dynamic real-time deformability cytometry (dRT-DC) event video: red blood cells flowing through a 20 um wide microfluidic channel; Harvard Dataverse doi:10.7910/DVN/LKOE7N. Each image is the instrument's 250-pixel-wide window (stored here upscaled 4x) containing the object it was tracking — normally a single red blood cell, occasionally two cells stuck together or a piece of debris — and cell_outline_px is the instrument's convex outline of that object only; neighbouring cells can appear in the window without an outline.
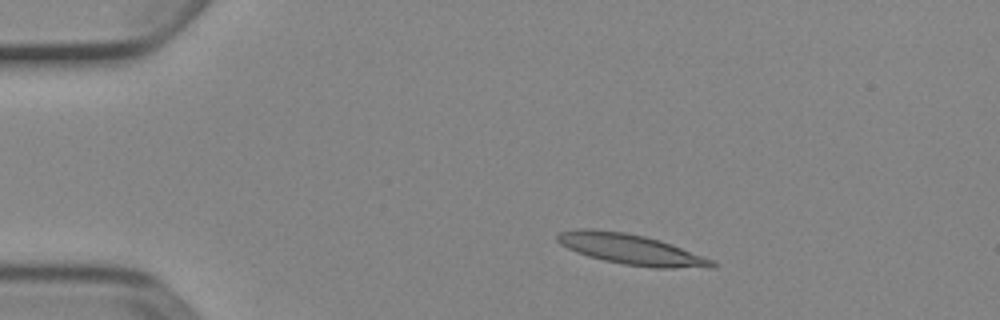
{"species": "Egyptian fruit bat (a non-hibernating species)", "species_latin": "Rousettus aegyptiacus", "temperature_condition": "cold", "stored_images_in_passage": 7, "camera_frame_rate_fps": 3000, "um_per_image_px": 0.085, "animal": {"sex": "female"}, "frame": {"image": 1, "passage_image": 3, "time_ms": 0.667, "image_size_px": [1000, 320], "cell_outline_px": [[716, 268], [652, 268], [624, 264], [604, 260], [588, 256], [576, 252], [560, 244], [556, 240], [556, 236], [560, 232], [576, 228], [588, 228], [624, 232], [644, 236], [660, 240], [712, 260], [716, 264]], "centroid_in_image_um": [53.6, 21.19], "position_along_channel_um": 31.4, "area_um2": 27.34}}
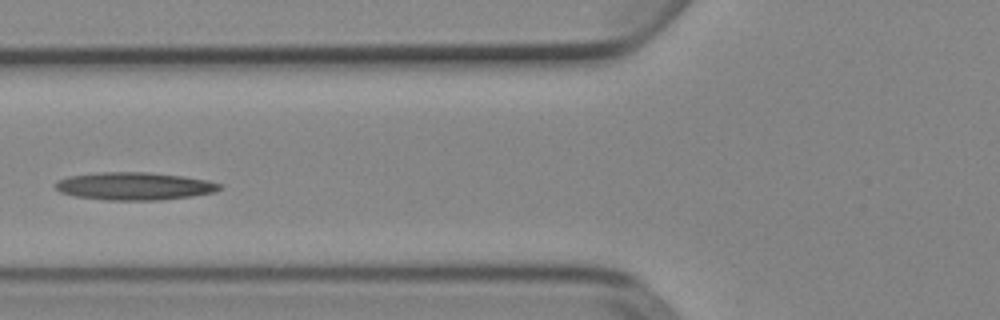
{"frame": {"image": 2, "passage_image": 6, "time_ms": 1.667, "image_size_px": [1000, 320], "cell_outline_px": [[224, 188], [216, 192], [192, 196], [160, 200], [108, 200], [76, 196], [60, 192], [52, 184], [56, 180], [68, 176], [96, 172], [148, 172], [180, 176], [208, 180], [224, 184]], "centroid_in_image_um": [11.43, 15.82], "position_along_channel_um": 114.4, "area_um2": 26.82}}
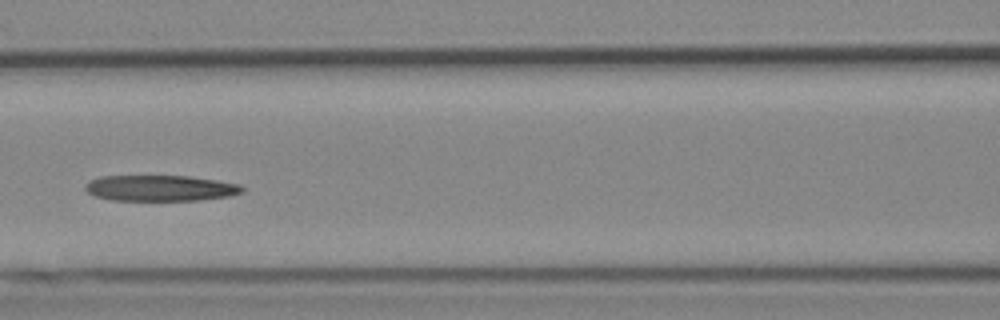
{"frame": {"image": 3, "passage_image": 7, "time_ms": 2.0, "image_size_px": [1000, 320], "cell_outline_px": [[244, 192], [228, 196], [200, 200], [112, 200], [96, 196], [88, 192], [84, 188], [84, 184], [88, 180], [100, 176], [188, 176], [216, 180], [240, 184], [244, 188]], "centroid_in_image_um": [13.61, 15.98], "position_along_channel_um": 153.0, "area_um2": 23.7}}